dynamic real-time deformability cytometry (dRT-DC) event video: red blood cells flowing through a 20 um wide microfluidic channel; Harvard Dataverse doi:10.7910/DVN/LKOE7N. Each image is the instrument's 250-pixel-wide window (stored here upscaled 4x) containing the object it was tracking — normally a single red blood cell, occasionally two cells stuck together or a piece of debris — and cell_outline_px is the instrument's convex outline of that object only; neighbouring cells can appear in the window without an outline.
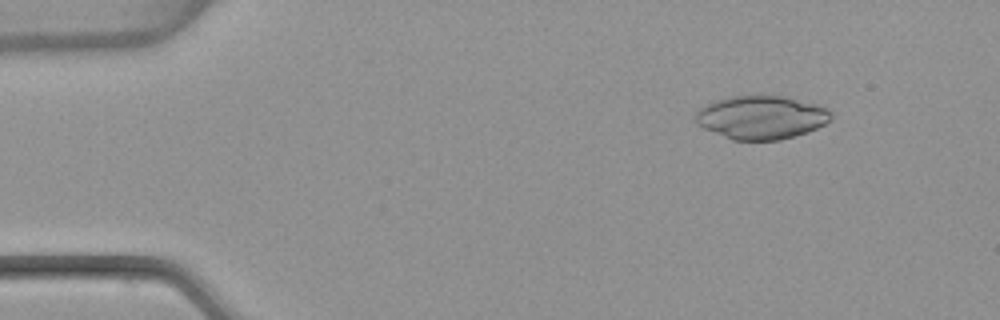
{"species": "common noctule bat (a hibernating species)", "species_latin": "Nyctalus noctula", "temperature_condition": "warm", "stored_images_in_passage": 37, "camera_frame_rate_fps": 3000, "um_per_image_px": 0.085, "animal": {"sex": "female", "body_mass_g": 22.7, "forearm_length_mm": 54.2}, "frame": {"image": 1, "passage_image": 6, "time_ms": 1.667, "image_size_px": [1000, 320], "cell_outline_px": [[832, 116], [824, 124], [816, 128], [780, 140], [732, 140], [704, 128], [696, 124], [696, 112], [700, 108], [716, 100], [732, 96], [784, 96], [820, 104], [828, 108], [832, 112]], "centroid_in_image_um": [64.72, 9.97], "position_along_channel_um": 20.3, "area_um2": 34.1}}